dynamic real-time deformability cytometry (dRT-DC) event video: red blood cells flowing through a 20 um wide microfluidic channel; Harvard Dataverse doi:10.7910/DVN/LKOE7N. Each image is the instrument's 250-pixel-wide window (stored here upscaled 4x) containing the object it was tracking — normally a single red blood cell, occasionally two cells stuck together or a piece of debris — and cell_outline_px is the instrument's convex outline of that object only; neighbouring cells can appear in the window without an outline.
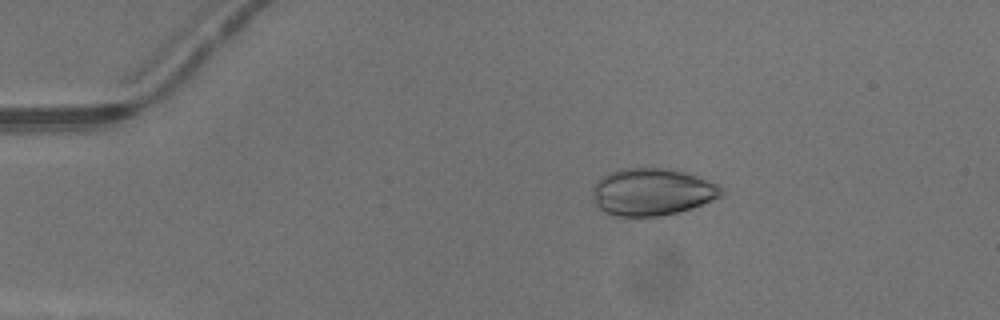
{"species": "common noctule bat (a hibernating species)", "species_latin": "Nyctalus noctula", "temperature_condition": "warm", "stored_images_in_passage": 47, "camera_frame_rate_fps": 3000, "um_per_image_px": 0.085, "animal": {"sex": "male", "body_mass_g": 13.3}, "frame": {"image": 1, "passage_image": 9, "time_ms": 2.667, "image_size_px": [1000, 320], "cell_outline_px": [[724, 192], [720, 196], [712, 200], [692, 208], [664, 216], [612, 216], [604, 212], [596, 204], [592, 192], [592, 188], [596, 180], [608, 172], [620, 168], [668, 168], [692, 172], [720, 184], [724, 188]], "centroid_in_image_um": [55.46, 16.29], "position_along_channel_um": 29.5, "area_um2": 36.24}}
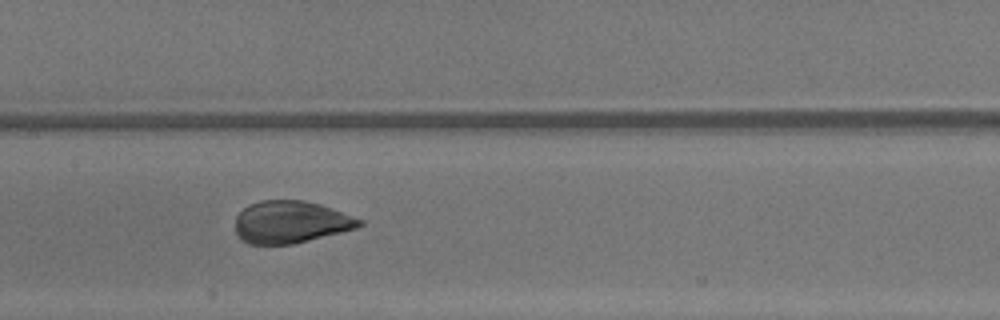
{"frame": {"image": 2, "passage_image": 24, "time_ms": 7.667, "image_size_px": [1000, 320], "cell_outline_px": [[364, 224], [356, 228], [292, 244], [248, 244], [240, 240], [236, 236], [236, 216], [248, 204], [260, 200], [304, 200], [320, 204], [364, 220]], "centroid_in_image_um": [24.68, 18.87], "position_along_channel_um": 182.7, "area_um2": 30.58}}
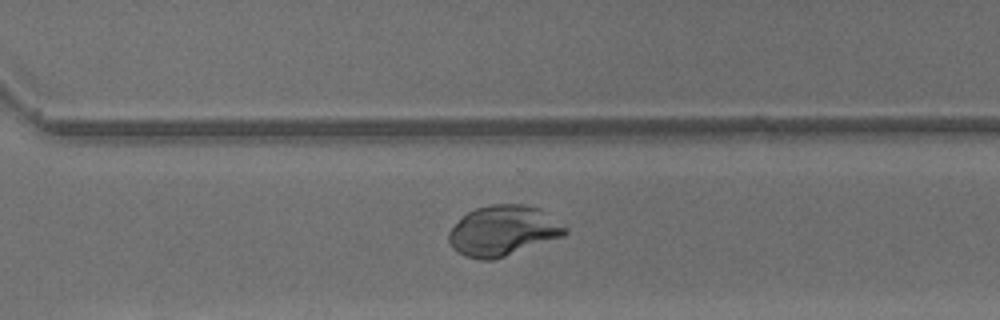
{"frame": {"image": 3, "passage_image": 34, "time_ms": 11.0, "image_size_px": [1000, 320], "cell_outline_px": [[568, 232], [564, 236], [492, 260], [480, 260], [464, 256], [456, 252], [452, 248], [448, 240], [448, 232], [468, 212], [476, 208], [492, 204], [524, 204], [540, 208], [568, 228]], "centroid_in_image_um": [42.76, 19.61], "position_along_channel_um": 327.8, "area_um2": 33.99}}